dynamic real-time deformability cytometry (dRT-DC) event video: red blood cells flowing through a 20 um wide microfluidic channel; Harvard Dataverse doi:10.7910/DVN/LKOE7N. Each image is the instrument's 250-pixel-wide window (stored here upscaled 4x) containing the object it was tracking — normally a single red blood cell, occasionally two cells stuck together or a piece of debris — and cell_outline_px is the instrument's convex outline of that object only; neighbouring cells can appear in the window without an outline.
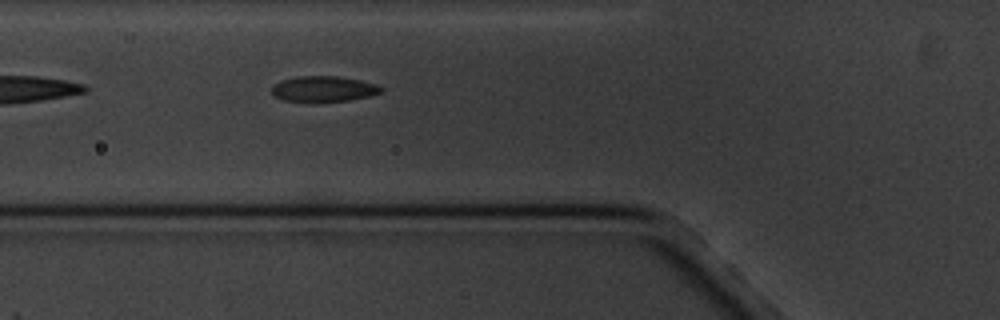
{"species": "common noctule bat (a hibernating species)", "species_latin": "Nyctalus noctula", "temperature_condition": "cold", "stored_images_in_passage": 6, "camera_frame_rate_fps": 3000, "um_per_image_px": 0.085, "animal": {"sex": "male", "body_mass_g": 20.1, "forearm_length_mm": 53.5}, "frame": {"image": 1, "passage_image": 6, "time_ms": 6.0, "image_size_px": [1000, 320], "cell_outline_px": [[384, 88], [380, 92], [368, 96], [348, 100], [284, 100], [272, 96], [272, 88], [280, 80], [296, 76], [336, 76], [360, 80], [376, 84]], "centroid_in_image_um": [27.49, 7.52], "position_along_channel_um": 98.3, "area_um2": 15.84}}